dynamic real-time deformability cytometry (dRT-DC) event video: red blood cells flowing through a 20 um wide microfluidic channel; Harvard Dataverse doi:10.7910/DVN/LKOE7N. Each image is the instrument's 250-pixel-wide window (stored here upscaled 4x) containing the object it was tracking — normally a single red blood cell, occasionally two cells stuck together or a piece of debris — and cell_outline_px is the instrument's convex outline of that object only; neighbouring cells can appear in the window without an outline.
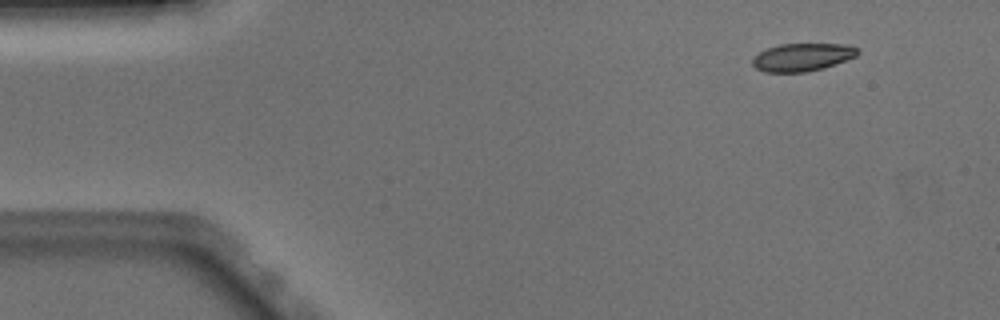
{"species": "Egyptian fruit bat (a non-hibernating species)", "species_latin": "Rousettus aegyptiacus", "temperature_condition": "warm", "stored_images_in_passage": 47, "camera_frame_rate_fps": 3000, "um_per_image_px": 0.085, "animal": {"sex": "male"}, "frame": {"image": 1, "passage_image": 1, "time_ms": 0.0, "image_size_px": [1000, 320], "cell_outline_px": [[860, 52], [856, 56], [824, 68], [804, 72], [764, 72], [756, 68], [752, 64], [752, 60], [760, 52], [768, 48], [780, 44], [848, 44], [856, 48]], "centroid_in_image_um": [68.21, 4.86], "position_along_channel_um": 16.8, "area_um2": 16.94}}
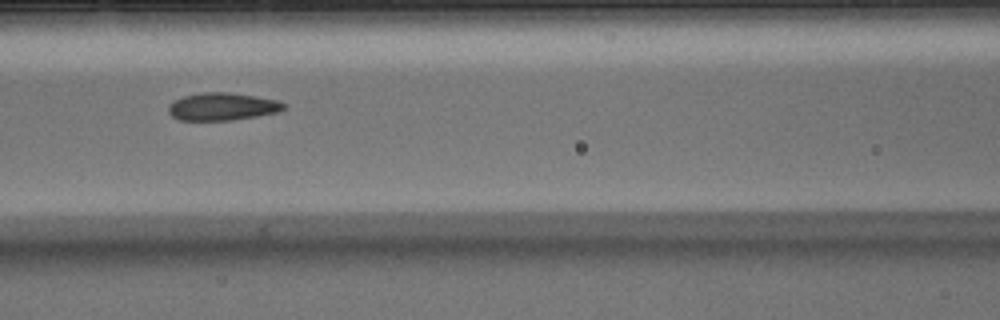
{"frame": {"image": 2, "passage_image": 18, "time_ms": 5.667, "image_size_px": [1000, 320], "cell_outline_px": [[284, 108], [280, 112], [232, 120], [180, 120], [172, 116], [168, 112], [168, 104], [184, 96], [200, 92], [228, 92], [256, 96], [276, 100], [284, 104]], "centroid_in_image_um": [18.88, 9.06], "position_along_channel_um": 147.7, "area_um2": 18.5}}
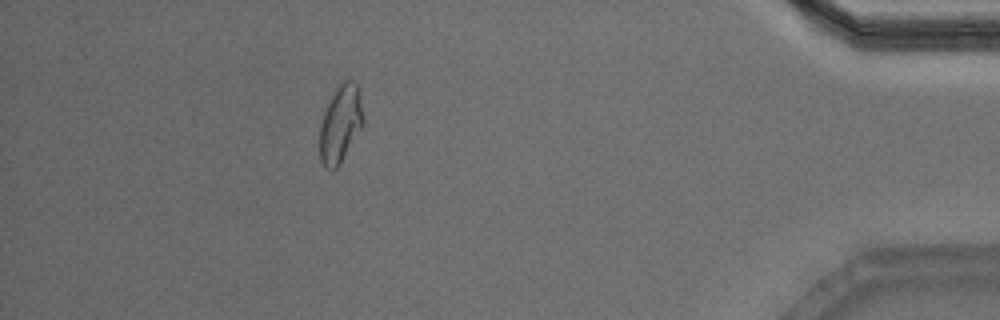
{"frame": {"image": 3, "passage_image": 42, "time_ms": 13.667, "image_size_px": [1000, 320], "cell_outline_px": [[364, 124], [340, 164], [332, 172], [324, 168], [320, 160], [320, 124], [324, 112], [336, 88], [344, 80], [352, 80], [356, 84], [360, 92], [364, 116]], "centroid_in_image_um": [28.95, 10.57], "position_along_channel_um": 406.2, "area_um2": 19.77}, "authors_computed_cell_mechanics": {"area_um2": 18.5538, "velocity_mm_per_s": 3.8929, "shape_relaxation_time_tau1_ms": 6.4065, "shape_relaxation_time_tau2_ms": 1.6602, "deformation_change_tau1": 0.1616, "deformation_change_tau2": 0.0535}}